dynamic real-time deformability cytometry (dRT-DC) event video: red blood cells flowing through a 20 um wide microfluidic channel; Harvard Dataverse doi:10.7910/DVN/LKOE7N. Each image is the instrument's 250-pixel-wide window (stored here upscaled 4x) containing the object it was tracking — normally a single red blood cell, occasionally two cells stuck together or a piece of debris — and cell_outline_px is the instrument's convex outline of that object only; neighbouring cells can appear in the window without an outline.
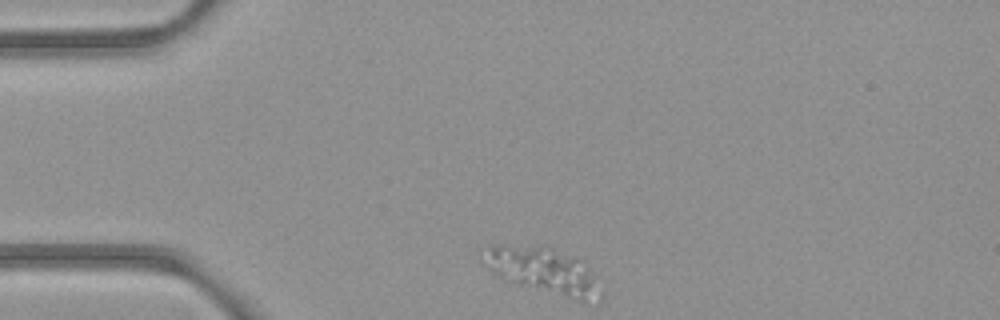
{"species": "common noctule bat (a hibernating species)", "species_latin": "Nyctalus noctula", "temperature_condition": "room temperature", "stored_images_in_passage": 2, "camera_frame_rate_fps": 3000, "um_per_image_px": 0.085, "animal": {"sex": "female", "body_mass_g": 21.9}, "frame": {"image": 1, "passage_image": 1, "time_ms": 0.0, "image_size_px": [1000, 320], "cell_outline_px": [[604, 296], [600, 304], [596, 304], [580, 300], [536, 288], [500, 276], [488, 268], [488, 244], [548, 244], [576, 256], [584, 260], [604, 288]], "centroid_in_image_um": [46.43, 22.96], "position_along_channel_um": 38.6, "area_um2": 31.91}}